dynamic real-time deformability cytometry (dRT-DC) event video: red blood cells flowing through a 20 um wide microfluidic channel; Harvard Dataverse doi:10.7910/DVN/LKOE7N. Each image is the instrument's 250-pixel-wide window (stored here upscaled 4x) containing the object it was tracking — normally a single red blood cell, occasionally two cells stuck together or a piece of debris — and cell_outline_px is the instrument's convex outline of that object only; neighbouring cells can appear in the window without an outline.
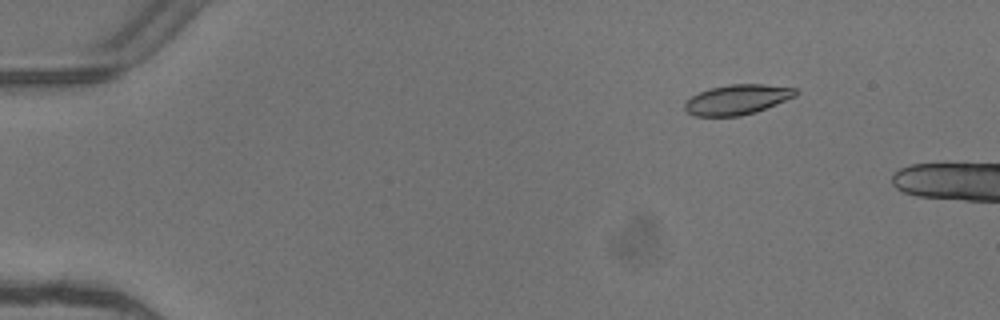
{"species": "common noctule bat (a hibernating species)", "species_latin": "Nyctalus noctula", "temperature_condition": "warm", "stored_images_in_passage": 4, "camera_frame_rate_fps": 3000, "um_per_image_px": 0.085, "animal": {"sex": "female"}, "frame": {"image": 1, "passage_image": 2, "time_ms": 0.333, "image_size_px": [1000, 320], "cell_outline_px": [[800, 92], [796, 96], [756, 112], [740, 116], [696, 116], [688, 112], [684, 108], [684, 104], [692, 96], [700, 92], [712, 88], [732, 84], [764, 84], [796, 88]], "centroid_in_image_um": [62.71, 8.46], "position_along_channel_um": 22.3, "area_um2": 19.25}}